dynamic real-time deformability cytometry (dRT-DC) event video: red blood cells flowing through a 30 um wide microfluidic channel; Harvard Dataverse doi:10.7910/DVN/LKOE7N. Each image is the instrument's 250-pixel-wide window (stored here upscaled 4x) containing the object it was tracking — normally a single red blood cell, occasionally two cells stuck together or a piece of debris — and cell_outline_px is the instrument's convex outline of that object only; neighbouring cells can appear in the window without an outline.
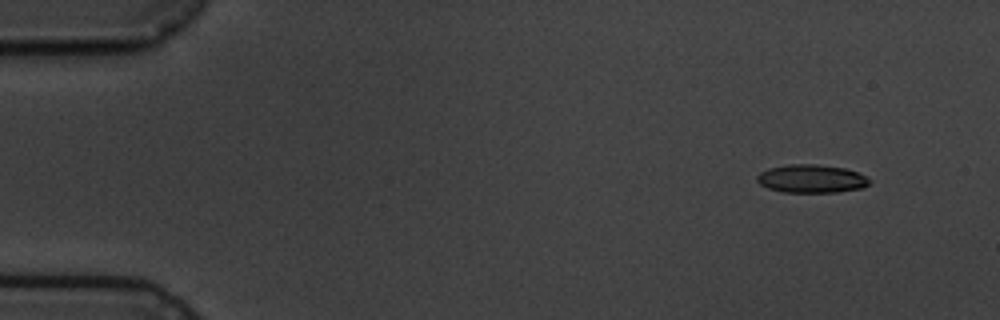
{"species": "common noctule bat (a hibernating species)", "species_latin": "Nyctalus noctula", "temperature_condition": "cold", "stored_images_in_passage": 4, "camera_frame_rate_fps": 3000, "um_per_image_px": 0.085, "animal": {"sex": "male", "body_mass_g": 19.5, "forearm_length_mm": 54.6}, "frame": {"image": 1, "passage_image": 1, "time_ms": 0.0, "image_size_px": [1000, 320], "cell_outline_px": [[872, 180], [864, 188], [836, 192], [784, 192], [768, 188], [760, 184], [756, 180], [756, 176], [760, 172], [768, 168], [788, 164], [816, 164], [844, 168], [868, 176]], "centroid_in_image_um": [68.98, 15.19], "position_along_channel_um": 16.0, "area_um2": 18.61}}
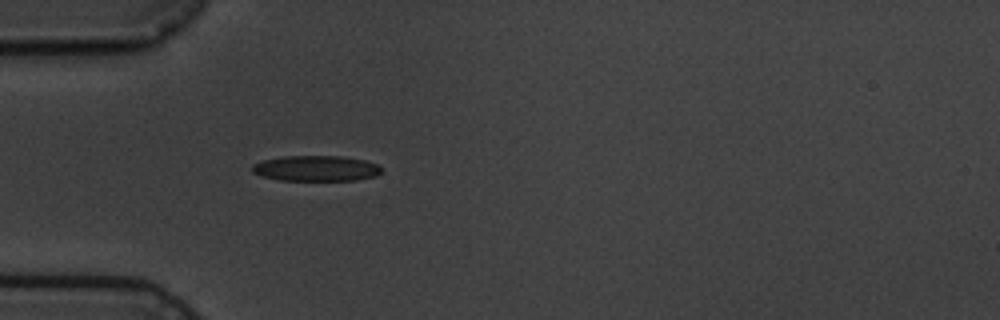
{"frame": {"image": 2, "passage_image": 4, "time_ms": 4.0, "image_size_px": [1000, 320], "cell_outline_px": [[384, 168], [376, 176], [356, 180], [280, 180], [264, 176], [252, 172], [252, 164], [264, 160], [284, 156], [344, 156], [364, 160], [376, 164]], "centroid_in_image_um": [26.89, 14.31], "position_along_channel_um": 58.1, "area_um2": 19.19}}